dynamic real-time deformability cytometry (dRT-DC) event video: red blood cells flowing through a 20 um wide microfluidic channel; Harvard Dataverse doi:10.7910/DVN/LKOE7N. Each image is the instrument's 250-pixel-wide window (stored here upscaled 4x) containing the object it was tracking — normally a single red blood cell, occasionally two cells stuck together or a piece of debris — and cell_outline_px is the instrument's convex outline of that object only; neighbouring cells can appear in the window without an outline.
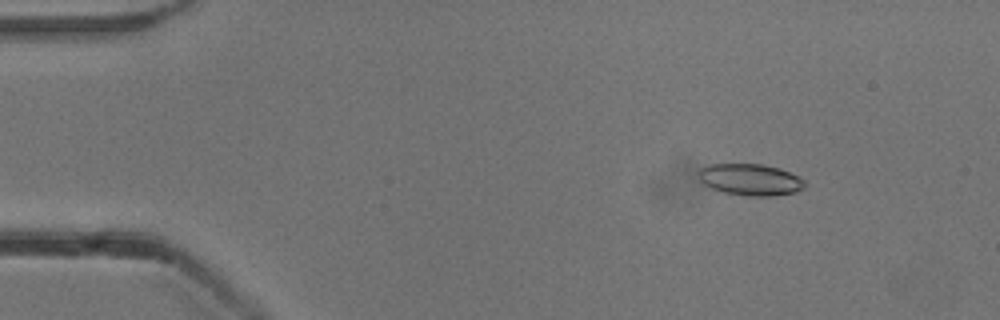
{"species": "common noctule bat (a hibernating species)", "species_latin": "Nyctalus noctula", "temperature_condition": "cold", "stored_images_in_passage": 53, "camera_frame_rate_fps": 3000, "um_per_image_px": 0.085, "animal": {"sex": "male", "body_mass_g": 13.3}, "frame": {"image": 1, "passage_image": 7, "time_ms": 2.0, "image_size_px": [1000, 320], "cell_outline_px": [[804, 188], [796, 192], [772, 196], [752, 196], [724, 192], [712, 188], [704, 184], [700, 180], [696, 172], [700, 168], [708, 164], [764, 164], [780, 168], [800, 176], [804, 180]], "centroid_in_image_um": [63.78, 15.25], "position_along_channel_um": 21.2, "area_um2": 19.71}}
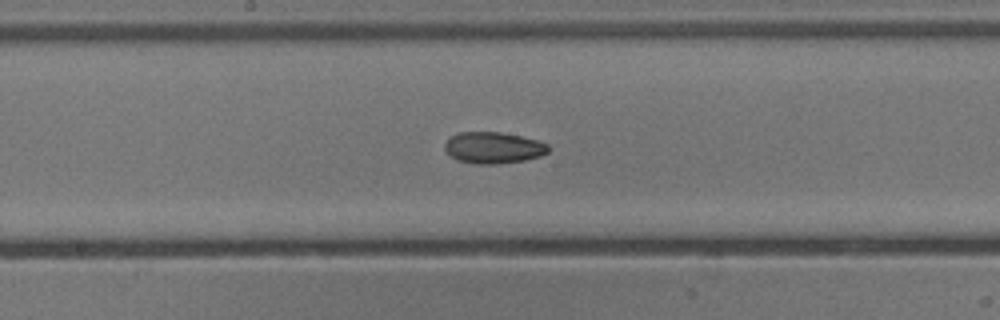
{"frame": {"image": 2, "passage_image": 28, "time_ms": 9.0, "image_size_px": [1000, 320], "cell_outline_px": [[548, 152], [540, 156], [524, 160], [496, 164], [476, 164], [456, 160], [444, 148], [444, 144], [452, 136], [460, 132], [500, 132], [520, 136], [536, 140], [548, 144]], "centroid_in_image_um": [41.93, 12.56], "position_along_channel_um": 206.3, "area_um2": 18.79}}
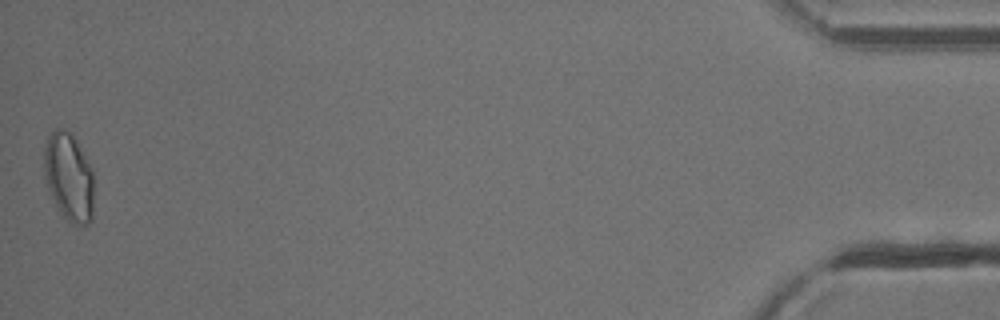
{"frame": {"image": 3, "passage_image": 53, "time_ms": 17.333, "image_size_px": [1000, 320], "cell_outline_px": [[92, 220], [88, 224], [72, 224], [64, 216], [56, 204], [48, 188], [44, 176], [44, 148], [48, 136], [56, 128], [64, 128], [72, 132], [92, 168]], "centroid_in_image_um": [5.84, 14.99], "position_along_channel_um": 429.4, "area_um2": 25.43}, "authors_computed_cell_mechanics": {"area_um2": 19.363, "velocity_mm_per_s": 3.8723, "shape_relaxation_time_tau1_ms": 10.1902, "shape_relaxation_time_tau2_ms": 5.1628, "deformation_change_tau1": 0.1803, "deformation_change_tau2": 0.1017}}